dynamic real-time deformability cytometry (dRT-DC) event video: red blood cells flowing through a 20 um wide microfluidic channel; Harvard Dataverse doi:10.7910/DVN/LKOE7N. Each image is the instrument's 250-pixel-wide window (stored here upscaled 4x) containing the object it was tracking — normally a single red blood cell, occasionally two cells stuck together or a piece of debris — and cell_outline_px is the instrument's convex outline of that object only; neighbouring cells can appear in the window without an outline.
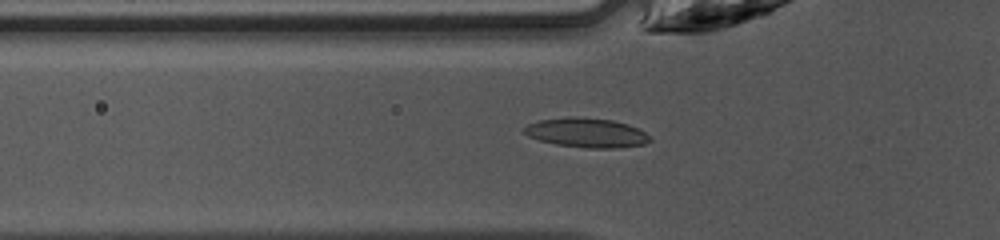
{"species": "common noctule bat (a hibernating species)", "species_latin": "Nyctalus noctula", "temperature_condition": "warm", "stored_images_in_passage": 33, "camera_frame_rate_fps": 3000, "um_per_image_px": 0.085, "animal": {"sex": "female", "body_mass_g": 10.0, "forearm_length_mm": 53.1}, "frame": {"image": 1, "passage_image": 5, "time_ms": 1.333, "image_size_px": [1000, 240], "cell_outline_px": [[652, 140], [644, 144], [616, 148], [588, 148], [556, 144], [540, 140], [528, 136], [520, 128], [528, 124], [540, 120], [568, 116], [576, 116], [612, 120], [628, 124], [652, 136]], "centroid_in_image_um": [49.85, 11.27], "position_along_channel_um": 76.0, "area_um2": 21.68}}
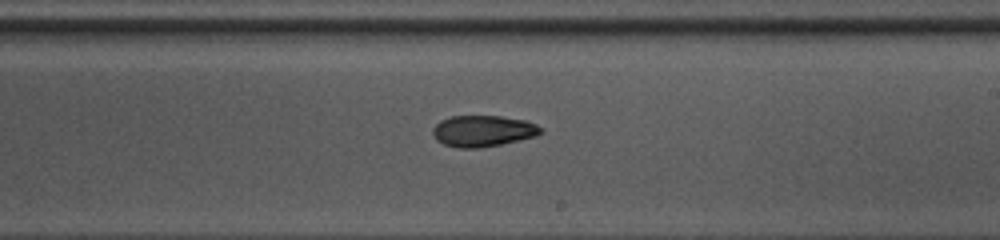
{"frame": {"image": 2, "passage_image": 17, "time_ms": 5.333, "image_size_px": [1000, 240], "cell_outline_px": [[544, 132], [536, 136], [520, 140], [480, 148], [460, 148], [444, 144], [436, 140], [432, 132], [432, 128], [440, 120], [452, 116], [500, 116], [524, 120], [536, 124], [544, 128]], "centroid_in_image_um": [41.07, 11.13], "position_along_channel_um": 247.9, "area_um2": 19.77}}
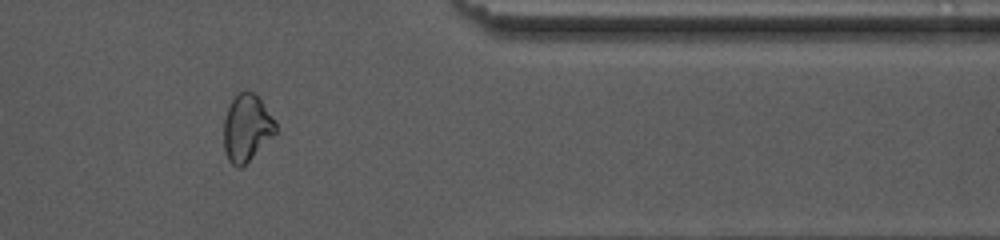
{"frame": {"image": 3, "passage_image": 28, "time_ms": 9.0, "image_size_px": [1000, 240], "cell_outline_px": [[276, 132], [240, 168], [232, 164], [228, 160], [224, 148], [224, 120], [228, 108], [236, 92], [252, 92], [260, 100], [276, 120]], "centroid_in_image_um": [20.96, 10.85], "position_along_channel_um": 390.4, "area_um2": 19.77}}